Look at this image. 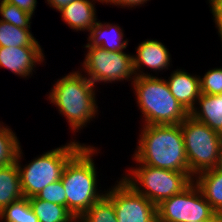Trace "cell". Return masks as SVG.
Returning a JSON list of instances; mask_svg holds the SVG:
<instances>
[{
	"label": "cell",
	"instance_id": "cb8c5ba5",
	"mask_svg": "<svg viewBox=\"0 0 222 222\" xmlns=\"http://www.w3.org/2000/svg\"><path fill=\"white\" fill-rule=\"evenodd\" d=\"M0 21L8 22L16 27L31 29L32 15L19 9L5 0H0Z\"/></svg>",
	"mask_w": 222,
	"mask_h": 222
},
{
	"label": "cell",
	"instance_id": "4fadbf2b",
	"mask_svg": "<svg viewBox=\"0 0 222 222\" xmlns=\"http://www.w3.org/2000/svg\"><path fill=\"white\" fill-rule=\"evenodd\" d=\"M165 80L168 83L172 95L189 113L195 107L201 94L200 76L190 75V73L184 69H177Z\"/></svg>",
	"mask_w": 222,
	"mask_h": 222
},
{
	"label": "cell",
	"instance_id": "e0dca14e",
	"mask_svg": "<svg viewBox=\"0 0 222 222\" xmlns=\"http://www.w3.org/2000/svg\"><path fill=\"white\" fill-rule=\"evenodd\" d=\"M197 184L212 209L222 215V172L214 168L205 170L194 176Z\"/></svg>",
	"mask_w": 222,
	"mask_h": 222
},
{
	"label": "cell",
	"instance_id": "ac0fdd59",
	"mask_svg": "<svg viewBox=\"0 0 222 222\" xmlns=\"http://www.w3.org/2000/svg\"><path fill=\"white\" fill-rule=\"evenodd\" d=\"M23 198L17 163L0 168V211Z\"/></svg>",
	"mask_w": 222,
	"mask_h": 222
},
{
	"label": "cell",
	"instance_id": "9a60e30c",
	"mask_svg": "<svg viewBox=\"0 0 222 222\" xmlns=\"http://www.w3.org/2000/svg\"><path fill=\"white\" fill-rule=\"evenodd\" d=\"M189 115L222 135V94H200Z\"/></svg>",
	"mask_w": 222,
	"mask_h": 222
},
{
	"label": "cell",
	"instance_id": "7402d4cb",
	"mask_svg": "<svg viewBox=\"0 0 222 222\" xmlns=\"http://www.w3.org/2000/svg\"><path fill=\"white\" fill-rule=\"evenodd\" d=\"M0 220L2 222H39L30 206L29 198L25 197L4 207L0 211Z\"/></svg>",
	"mask_w": 222,
	"mask_h": 222
},
{
	"label": "cell",
	"instance_id": "83f0119b",
	"mask_svg": "<svg viewBox=\"0 0 222 222\" xmlns=\"http://www.w3.org/2000/svg\"><path fill=\"white\" fill-rule=\"evenodd\" d=\"M6 2L17 6L19 9L29 13L30 15H34V11L36 10L37 0H5Z\"/></svg>",
	"mask_w": 222,
	"mask_h": 222
},
{
	"label": "cell",
	"instance_id": "4316f807",
	"mask_svg": "<svg viewBox=\"0 0 222 222\" xmlns=\"http://www.w3.org/2000/svg\"><path fill=\"white\" fill-rule=\"evenodd\" d=\"M210 3V11L213 15L218 35L222 42V0H208Z\"/></svg>",
	"mask_w": 222,
	"mask_h": 222
},
{
	"label": "cell",
	"instance_id": "d6986e66",
	"mask_svg": "<svg viewBox=\"0 0 222 222\" xmlns=\"http://www.w3.org/2000/svg\"><path fill=\"white\" fill-rule=\"evenodd\" d=\"M30 206L39 222H77L65 206L38 199L29 198Z\"/></svg>",
	"mask_w": 222,
	"mask_h": 222
},
{
	"label": "cell",
	"instance_id": "d4e9b609",
	"mask_svg": "<svg viewBox=\"0 0 222 222\" xmlns=\"http://www.w3.org/2000/svg\"><path fill=\"white\" fill-rule=\"evenodd\" d=\"M200 92L202 94H222V68L208 70L200 77Z\"/></svg>",
	"mask_w": 222,
	"mask_h": 222
},
{
	"label": "cell",
	"instance_id": "5bb4252c",
	"mask_svg": "<svg viewBox=\"0 0 222 222\" xmlns=\"http://www.w3.org/2000/svg\"><path fill=\"white\" fill-rule=\"evenodd\" d=\"M95 0H74L60 10L63 21L76 31H90L97 23ZM98 1V0H96Z\"/></svg>",
	"mask_w": 222,
	"mask_h": 222
},
{
	"label": "cell",
	"instance_id": "3957f363",
	"mask_svg": "<svg viewBox=\"0 0 222 222\" xmlns=\"http://www.w3.org/2000/svg\"><path fill=\"white\" fill-rule=\"evenodd\" d=\"M95 87L81 71H73L58 79L51 88L48 100L58 107L74 132L98 115Z\"/></svg>",
	"mask_w": 222,
	"mask_h": 222
},
{
	"label": "cell",
	"instance_id": "603a6c76",
	"mask_svg": "<svg viewBox=\"0 0 222 222\" xmlns=\"http://www.w3.org/2000/svg\"><path fill=\"white\" fill-rule=\"evenodd\" d=\"M77 222H117L116 211L111 200L104 195Z\"/></svg>",
	"mask_w": 222,
	"mask_h": 222
},
{
	"label": "cell",
	"instance_id": "ffe728a7",
	"mask_svg": "<svg viewBox=\"0 0 222 222\" xmlns=\"http://www.w3.org/2000/svg\"><path fill=\"white\" fill-rule=\"evenodd\" d=\"M0 46H40L30 29L16 27L8 22L0 21Z\"/></svg>",
	"mask_w": 222,
	"mask_h": 222
},
{
	"label": "cell",
	"instance_id": "8992f818",
	"mask_svg": "<svg viewBox=\"0 0 222 222\" xmlns=\"http://www.w3.org/2000/svg\"><path fill=\"white\" fill-rule=\"evenodd\" d=\"M137 163L138 167L130 168V172L122 179L156 206L180 193L193 181L185 172Z\"/></svg>",
	"mask_w": 222,
	"mask_h": 222
},
{
	"label": "cell",
	"instance_id": "277c9868",
	"mask_svg": "<svg viewBox=\"0 0 222 222\" xmlns=\"http://www.w3.org/2000/svg\"><path fill=\"white\" fill-rule=\"evenodd\" d=\"M131 84L144 125H177L189 116L162 77L137 76Z\"/></svg>",
	"mask_w": 222,
	"mask_h": 222
},
{
	"label": "cell",
	"instance_id": "52a82bcc",
	"mask_svg": "<svg viewBox=\"0 0 222 222\" xmlns=\"http://www.w3.org/2000/svg\"><path fill=\"white\" fill-rule=\"evenodd\" d=\"M183 134L189 173H198L215 167L222 143V135L190 115L180 124Z\"/></svg>",
	"mask_w": 222,
	"mask_h": 222
},
{
	"label": "cell",
	"instance_id": "484cf974",
	"mask_svg": "<svg viewBox=\"0 0 222 222\" xmlns=\"http://www.w3.org/2000/svg\"><path fill=\"white\" fill-rule=\"evenodd\" d=\"M36 197L66 207V193L61 179L47 185L36 195Z\"/></svg>",
	"mask_w": 222,
	"mask_h": 222
},
{
	"label": "cell",
	"instance_id": "6da1fadb",
	"mask_svg": "<svg viewBox=\"0 0 222 222\" xmlns=\"http://www.w3.org/2000/svg\"><path fill=\"white\" fill-rule=\"evenodd\" d=\"M133 160L144 165L185 172L192 180L180 124L143 125Z\"/></svg>",
	"mask_w": 222,
	"mask_h": 222
},
{
	"label": "cell",
	"instance_id": "ba28073f",
	"mask_svg": "<svg viewBox=\"0 0 222 222\" xmlns=\"http://www.w3.org/2000/svg\"><path fill=\"white\" fill-rule=\"evenodd\" d=\"M87 54L80 71L95 85L98 82L132 80L136 78L133 57L123 51H107L100 46L86 44ZM130 78V79H129Z\"/></svg>",
	"mask_w": 222,
	"mask_h": 222
},
{
	"label": "cell",
	"instance_id": "f1b7e54d",
	"mask_svg": "<svg viewBox=\"0 0 222 222\" xmlns=\"http://www.w3.org/2000/svg\"><path fill=\"white\" fill-rule=\"evenodd\" d=\"M147 1L149 0H109L107 3H110V5L113 4L115 6H120L121 8H132L143 5L144 3H147Z\"/></svg>",
	"mask_w": 222,
	"mask_h": 222
},
{
	"label": "cell",
	"instance_id": "30bf717a",
	"mask_svg": "<svg viewBox=\"0 0 222 222\" xmlns=\"http://www.w3.org/2000/svg\"><path fill=\"white\" fill-rule=\"evenodd\" d=\"M105 195L115 208L117 222H157L156 205L122 178Z\"/></svg>",
	"mask_w": 222,
	"mask_h": 222
},
{
	"label": "cell",
	"instance_id": "8fae6325",
	"mask_svg": "<svg viewBox=\"0 0 222 222\" xmlns=\"http://www.w3.org/2000/svg\"><path fill=\"white\" fill-rule=\"evenodd\" d=\"M41 46H0V67L22 77L33 75L36 64L44 61Z\"/></svg>",
	"mask_w": 222,
	"mask_h": 222
},
{
	"label": "cell",
	"instance_id": "44dd1931",
	"mask_svg": "<svg viewBox=\"0 0 222 222\" xmlns=\"http://www.w3.org/2000/svg\"><path fill=\"white\" fill-rule=\"evenodd\" d=\"M2 123H0V168L16 162L21 147L15 133Z\"/></svg>",
	"mask_w": 222,
	"mask_h": 222
},
{
	"label": "cell",
	"instance_id": "1f68e13d",
	"mask_svg": "<svg viewBox=\"0 0 222 222\" xmlns=\"http://www.w3.org/2000/svg\"><path fill=\"white\" fill-rule=\"evenodd\" d=\"M198 222H222V219H208V220H202V221H198Z\"/></svg>",
	"mask_w": 222,
	"mask_h": 222
},
{
	"label": "cell",
	"instance_id": "7c38bea8",
	"mask_svg": "<svg viewBox=\"0 0 222 222\" xmlns=\"http://www.w3.org/2000/svg\"><path fill=\"white\" fill-rule=\"evenodd\" d=\"M170 53L163 43L157 40L147 39L138 44L136 55H132L134 63V72L137 76H154L144 73L142 67L159 72L170 67ZM138 72V73H137Z\"/></svg>",
	"mask_w": 222,
	"mask_h": 222
},
{
	"label": "cell",
	"instance_id": "4dcf8cb0",
	"mask_svg": "<svg viewBox=\"0 0 222 222\" xmlns=\"http://www.w3.org/2000/svg\"><path fill=\"white\" fill-rule=\"evenodd\" d=\"M214 169L218 170L219 172H222V143L220 146L219 155Z\"/></svg>",
	"mask_w": 222,
	"mask_h": 222
},
{
	"label": "cell",
	"instance_id": "2e32d148",
	"mask_svg": "<svg viewBox=\"0 0 222 222\" xmlns=\"http://www.w3.org/2000/svg\"><path fill=\"white\" fill-rule=\"evenodd\" d=\"M123 30L118 24L102 23L97 21L95 26L89 31L88 45L100 46L107 51H123L128 45V39L124 38Z\"/></svg>",
	"mask_w": 222,
	"mask_h": 222
},
{
	"label": "cell",
	"instance_id": "7a4b0ae2",
	"mask_svg": "<svg viewBox=\"0 0 222 222\" xmlns=\"http://www.w3.org/2000/svg\"><path fill=\"white\" fill-rule=\"evenodd\" d=\"M97 150L84 144L68 160L61 175L66 208L76 220L105 195V191H97V172L92 158Z\"/></svg>",
	"mask_w": 222,
	"mask_h": 222
},
{
	"label": "cell",
	"instance_id": "5b68a950",
	"mask_svg": "<svg viewBox=\"0 0 222 222\" xmlns=\"http://www.w3.org/2000/svg\"><path fill=\"white\" fill-rule=\"evenodd\" d=\"M44 152L25 166L21 165L22 149L20 147L16 163L19 170L20 185L23 197L36 196L47 185L61 179L62 172L68 160L84 145L75 142ZM23 166V167H22Z\"/></svg>",
	"mask_w": 222,
	"mask_h": 222
},
{
	"label": "cell",
	"instance_id": "f546056e",
	"mask_svg": "<svg viewBox=\"0 0 222 222\" xmlns=\"http://www.w3.org/2000/svg\"><path fill=\"white\" fill-rule=\"evenodd\" d=\"M74 0H47V4L53 9L60 11L64 7L71 4Z\"/></svg>",
	"mask_w": 222,
	"mask_h": 222
},
{
	"label": "cell",
	"instance_id": "d6a6232c",
	"mask_svg": "<svg viewBox=\"0 0 222 222\" xmlns=\"http://www.w3.org/2000/svg\"><path fill=\"white\" fill-rule=\"evenodd\" d=\"M108 1H109V0H98V2H100V3H102V4H104V3L107 4Z\"/></svg>",
	"mask_w": 222,
	"mask_h": 222
},
{
	"label": "cell",
	"instance_id": "9c48e42d",
	"mask_svg": "<svg viewBox=\"0 0 222 222\" xmlns=\"http://www.w3.org/2000/svg\"><path fill=\"white\" fill-rule=\"evenodd\" d=\"M157 222H198L222 219L207 202L197 184L192 181L180 193L156 206Z\"/></svg>",
	"mask_w": 222,
	"mask_h": 222
}]
</instances>
